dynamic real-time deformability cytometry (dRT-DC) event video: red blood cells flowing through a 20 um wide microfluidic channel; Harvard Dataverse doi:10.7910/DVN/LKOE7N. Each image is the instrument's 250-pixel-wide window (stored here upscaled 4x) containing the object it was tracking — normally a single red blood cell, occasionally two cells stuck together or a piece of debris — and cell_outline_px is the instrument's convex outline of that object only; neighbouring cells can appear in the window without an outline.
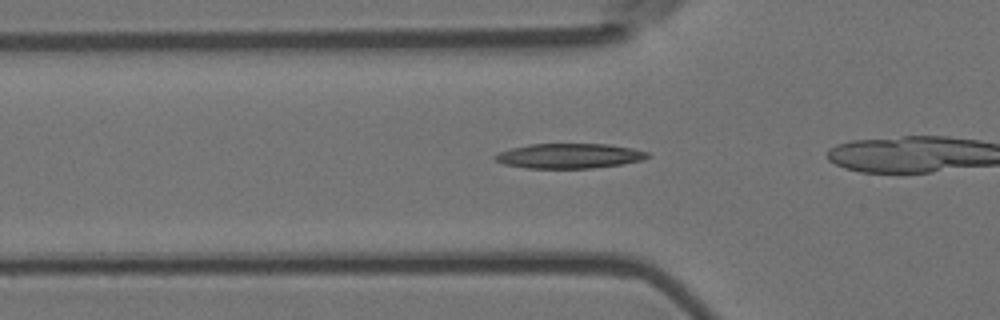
{"species": "Egyptian fruit bat (a non-hibernating species)", "species_latin": "Rousettus aegyptiacus", "temperature_condition": "room temperature", "stored_images_in_passage": 23, "camera_frame_rate_fps": 3000, "um_per_image_px": 0.085, "animal": {"sex": "female"}, "frame": {"image": 1, "passage_image": 14, "time_ms": 4.333, "image_size_px": [1000, 320], "cell_outline_px": [[652, 156], [644, 160], [620, 164], [592, 168], [524, 168], [504, 164], [496, 160], [492, 156], [500, 152], [512, 148], [528, 144], [608, 144], [632, 148], [648, 152]], "centroid_in_image_um": [48.41, 13.25], "position_along_channel_um": 77.4, "area_um2": 22.14}}
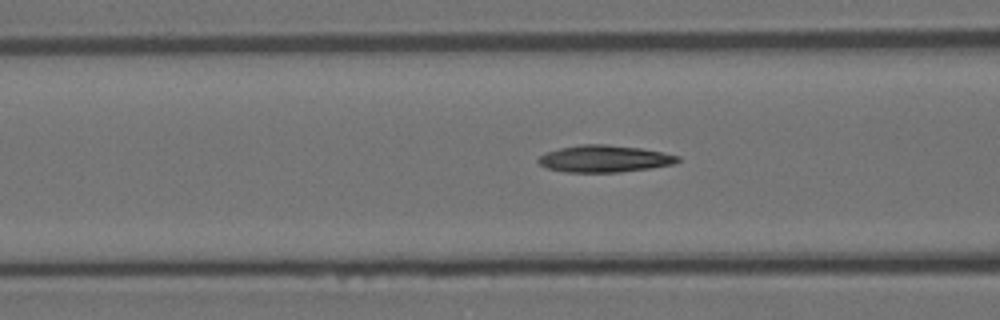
{"frame": {"image": 2, "passage_image": 17, "time_ms": 5.333, "image_size_px": [1000, 320], "cell_outline_px": [[680, 160], [672, 164], [652, 168], [620, 172], [564, 172], [544, 168], [536, 160], [540, 156], [548, 152], [560, 148], [580, 144], [608, 144], [640, 148], [664, 152], [680, 156]], "centroid_in_image_um": [51.37, 13.49], "position_along_channel_um": 115.2, "area_um2": 22.02}}